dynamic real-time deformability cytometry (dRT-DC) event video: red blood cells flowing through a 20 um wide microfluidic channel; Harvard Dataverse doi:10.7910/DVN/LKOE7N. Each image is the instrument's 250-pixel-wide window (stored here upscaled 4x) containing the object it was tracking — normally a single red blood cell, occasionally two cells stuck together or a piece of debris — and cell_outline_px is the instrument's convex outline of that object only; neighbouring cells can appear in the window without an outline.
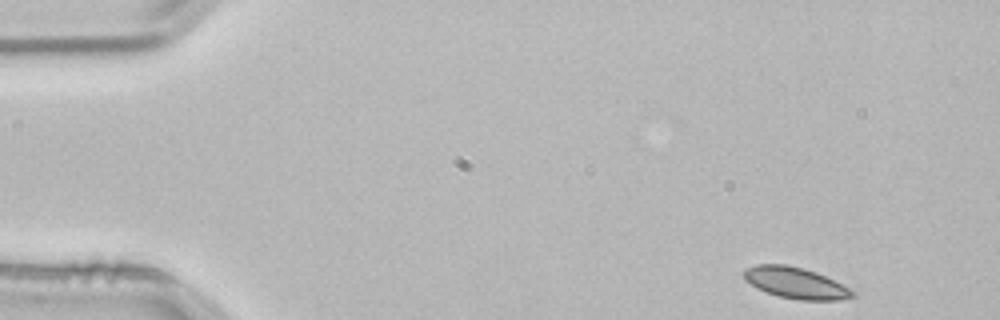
{"species": "common noctule bat (a hibernating species)", "species_latin": "Nyctalus noctula", "temperature_condition": "room temperature", "stored_images_in_passage": 50, "camera_frame_rate_fps": 3000, "um_per_image_px": 0.085, "animal": {"sex": "male", "body_mass_g": 21.5, "forearm_length_mm": 52.0}, "frame": {"image": 1, "passage_image": 1, "time_ms": 0.0, "image_size_px": [1000, 320], "cell_outline_px": [[856, 296], [840, 300], [800, 300], [776, 296], [756, 288], [744, 280], [744, 268], [756, 264], [784, 264], [804, 268], [816, 272], [856, 292]], "centroid_in_image_um": [67.58, 24.05], "position_along_channel_um": 17.4, "area_um2": 19.83}}
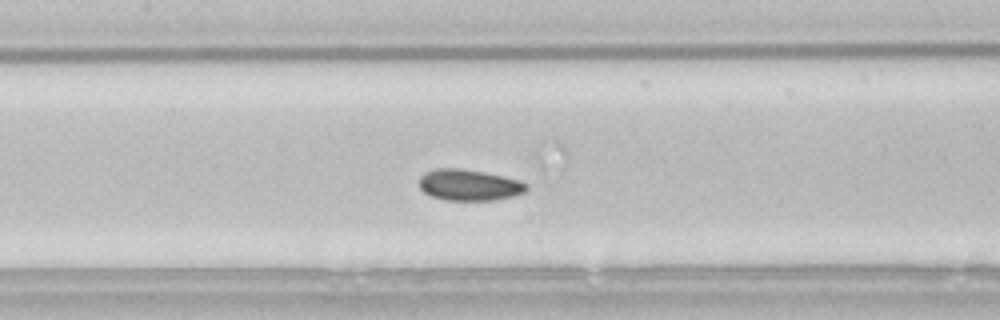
{"frame": {"image": 2, "passage_image": 21, "time_ms": 6.667, "image_size_px": [1000, 320], "cell_outline_px": [[528, 188], [524, 192], [512, 196], [496, 200], [448, 200], [432, 196], [424, 192], [420, 188], [420, 176], [424, 172], [436, 168], [456, 168], [484, 172], [520, 180], [528, 184]], "centroid_in_image_um": [39.88, 15.72], "position_along_channel_um": 167.5, "area_um2": 19.42}}
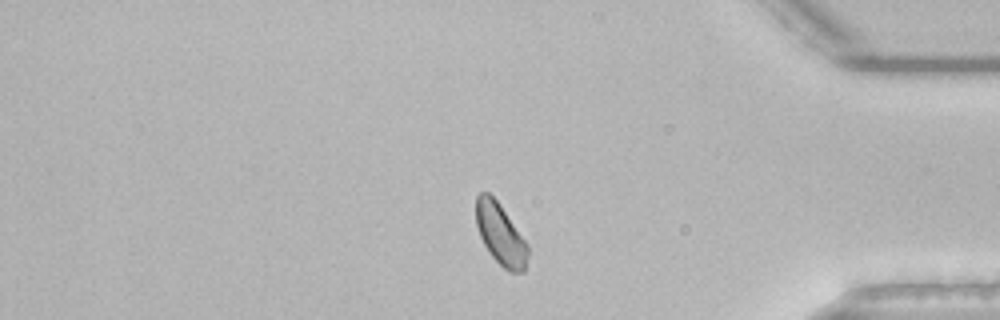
{"frame": {"image": 3, "passage_image": 41, "time_ms": 13.333, "image_size_px": [1000, 320], "cell_outline_px": [[528, 256], [524, 272], [508, 272], [488, 252], [480, 236], [476, 224], [476, 196], [480, 192], [488, 192], [496, 200], [528, 244]], "centroid_in_image_um": [42.53, 19.93], "position_along_channel_um": 392.7, "area_um2": 18.32}, "authors_computed_cell_mechanics": {"area_um2": 19.1029, "velocity_mm_per_s": 3.7875, "shape_relaxation_time_tau1_ms": 2.1433, "shape_relaxation_time_tau2_ms": 3.1482, "deformation_change_tau1": 0.0519, "deformation_change_tau2": 0.0573}}